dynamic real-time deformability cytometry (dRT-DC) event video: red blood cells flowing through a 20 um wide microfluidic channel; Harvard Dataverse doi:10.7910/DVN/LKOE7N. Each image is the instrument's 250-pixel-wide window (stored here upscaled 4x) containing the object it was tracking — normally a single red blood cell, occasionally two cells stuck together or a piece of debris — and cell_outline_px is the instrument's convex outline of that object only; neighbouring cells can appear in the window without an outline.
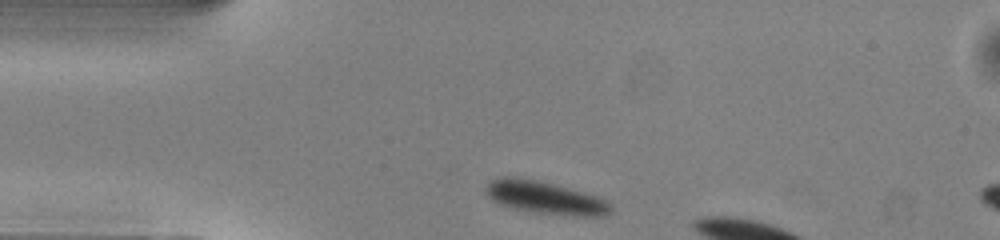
{"species": "common noctule bat (a hibernating species)", "species_latin": "Nyctalus noctula", "temperature_condition": "warm", "stored_images_in_passage": 5, "camera_frame_rate_fps": 3000, "um_per_image_px": 0.085, "animal": {"sex": "male", "body_mass_g": 13.0, "forearm_length_mm": 53.1}, "frame": {"image": 1, "passage_image": 1, "time_ms": 0.0, "image_size_px": [1000, 240], "cell_outline_px": [[612, 212], [604, 216], [572, 216], [528, 212], [504, 208], [492, 200], [484, 192], [484, 188], [492, 180], [500, 176], [508, 176], [532, 180], [552, 184], [584, 192], [596, 196], [612, 204]], "centroid_in_image_um": [46.29, 16.84], "position_along_channel_um": 38.7, "area_um2": 24.1}}